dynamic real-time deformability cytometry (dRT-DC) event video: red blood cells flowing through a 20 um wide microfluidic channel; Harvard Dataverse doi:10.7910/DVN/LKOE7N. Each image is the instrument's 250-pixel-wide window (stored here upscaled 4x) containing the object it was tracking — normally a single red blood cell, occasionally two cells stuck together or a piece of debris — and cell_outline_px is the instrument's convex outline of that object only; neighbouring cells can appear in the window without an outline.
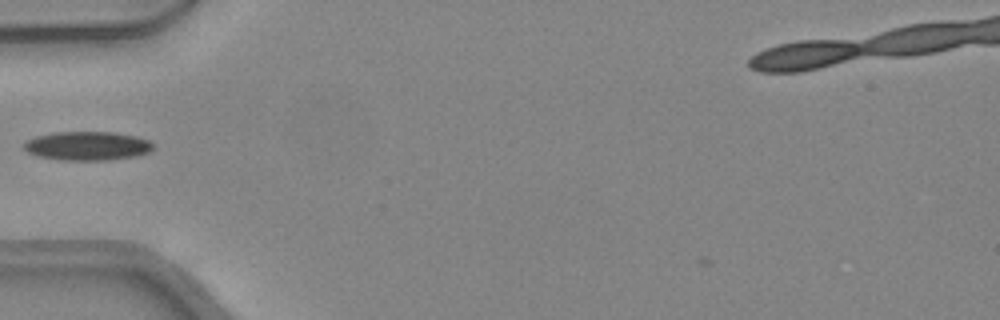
{"species": "common noctule bat (a hibernating species)", "species_latin": "Nyctalus noctula", "temperature_condition": "warm", "stored_images_in_passage": 28, "camera_frame_rate_fps": 3000, "um_per_image_px": 0.085, "animal": {"sex": "female", "body_mass_g": 24.6, "forearm_length_mm": 56.2}, "frame": {"image": 1, "passage_image": 1, "time_ms": 0.0, "image_size_px": [1000, 320], "cell_outline_px": [[152, 148], [148, 152], [136, 156], [104, 160], [60, 160], [36, 156], [28, 152], [24, 148], [24, 144], [28, 140], [36, 136], [56, 132], [112, 132], [136, 136], [148, 140], [152, 144]], "centroid_in_image_um": [7.4, 12.4], "position_along_channel_um": 77.6, "area_um2": 21.56}}
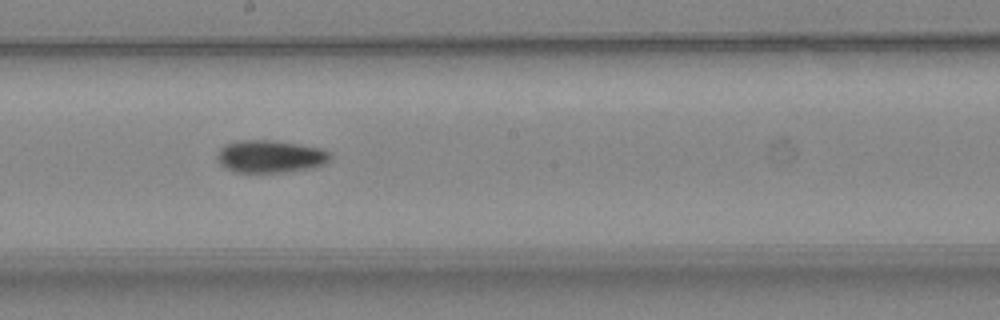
{"frame": {"image": 2, "passage_image": 11, "time_ms": 3.333, "image_size_px": [1000, 320], "cell_outline_px": [[332, 156], [324, 164], [316, 168], [284, 172], [232, 172], [224, 168], [216, 160], [216, 156], [220, 148], [224, 144], [244, 140], [272, 140], [320, 148], [328, 152]], "centroid_in_image_um": [22.94, 13.31], "position_along_channel_um": 225.3, "area_um2": 21.56}}
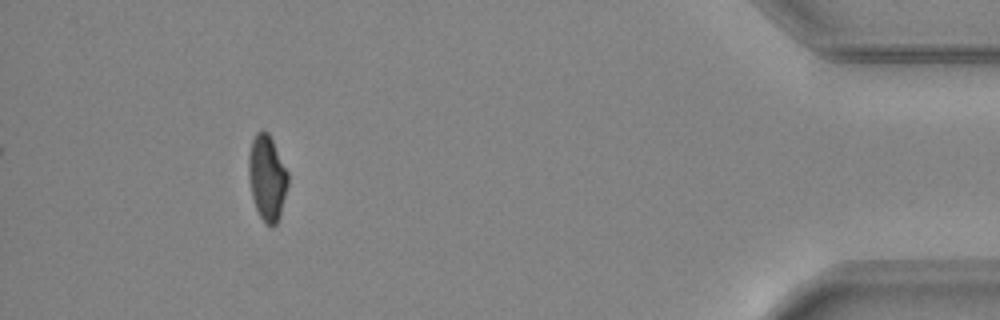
{"frame": {"image": 3, "passage_image": 28, "time_ms": 9.0, "image_size_px": [1000, 320], "cell_outline_px": [[288, 184], [280, 216], [276, 224], [272, 228], [260, 216], [256, 208], [252, 196], [248, 176], [248, 156], [252, 140], [256, 132], [268, 132], [288, 172]], "centroid_in_image_um": [22.7, 15.12], "position_along_channel_um": 412.5, "area_um2": 19.42}}